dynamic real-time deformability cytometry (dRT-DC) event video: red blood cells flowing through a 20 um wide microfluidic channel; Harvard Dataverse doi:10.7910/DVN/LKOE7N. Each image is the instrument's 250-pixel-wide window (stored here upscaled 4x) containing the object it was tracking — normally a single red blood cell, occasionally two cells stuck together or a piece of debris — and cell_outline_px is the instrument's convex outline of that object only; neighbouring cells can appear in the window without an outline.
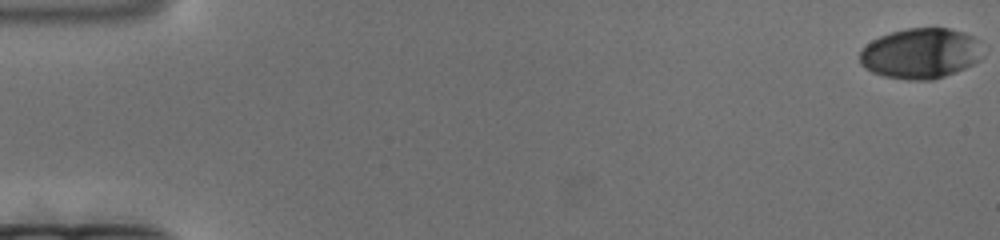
{"species": "human", "species_latin": "Homo sapiens", "temperature_condition": "cold", "stored_images_in_passage": 181, "camera_frame_rate_fps": 3000, "um_per_image_px": 0.085, "donor": {"sex": "female"}, "frame": {"image": 1, "passage_image": 1, "time_ms": 0.0, "image_size_px": [1000, 240], "cell_outline_px": [[980, 60], [956, 72], [932, 80], [908, 80], [884, 76], [872, 72], [864, 68], [860, 64], [860, 52], [872, 40], [880, 36], [892, 32], [908, 28], [948, 28], [964, 32], [972, 36]], "centroid_in_image_um": [78.17, 4.55], "position_along_channel_um": 6.8, "area_um2": 35.49}}
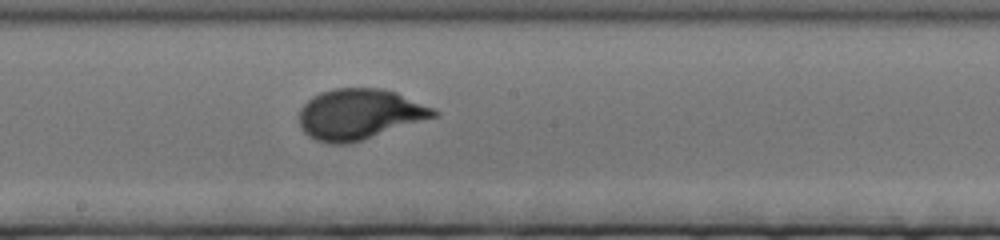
{"frame": {"image": 2, "passage_image": 100, "time_ms": 33.0, "image_size_px": [1000, 240], "cell_outline_px": [[440, 112], [436, 116], [352, 144], [328, 144], [316, 140], [308, 136], [300, 128], [300, 108], [312, 96], [320, 92], [336, 88], [380, 88], [396, 92], [436, 108]], "centroid_in_image_um": [30.55, 9.71], "position_along_channel_um": 217.6, "area_um2": 39.94}}
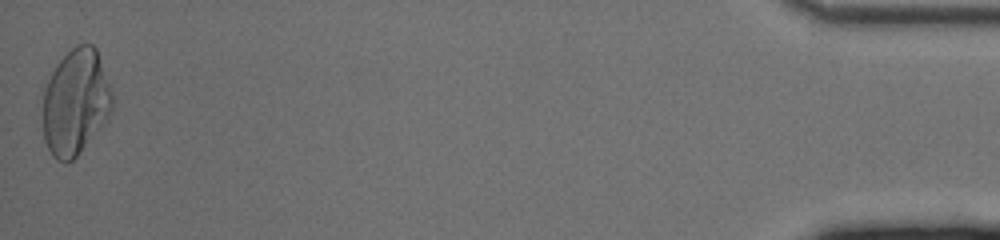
{"frame": {"image": 3, "passage_image": 179, "time_ms": 59.333, "image_size_px": [1000, 240], "cell_outline_px": [[112, 112], [108, 120], [80, 152], [72, 160], [64, 164], [56, 160], [52, 156], [44, 140], [44, 88], [56, 64], [76, 44], [92, 44], [96, 48], [112, 88]], "centroid_in_image_um": [6.45, 8.7], "position_along_channel_um": 428.7, "area_um2": 43.06}}